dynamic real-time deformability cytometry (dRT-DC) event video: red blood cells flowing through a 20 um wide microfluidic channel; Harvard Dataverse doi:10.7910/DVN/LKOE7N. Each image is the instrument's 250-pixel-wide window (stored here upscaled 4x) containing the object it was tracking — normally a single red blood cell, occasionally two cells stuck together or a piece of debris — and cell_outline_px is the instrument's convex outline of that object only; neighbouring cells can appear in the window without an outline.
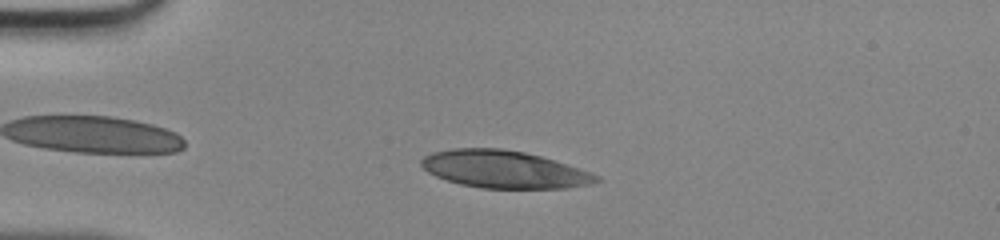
{"species": "human", "species_latin": "Homo sapiens", "temperature_condition": "room temperature", "stored_images_in_passage": 43, "camera_frame_rate_fps": 3000, "um_per_image_px": 0.085, "donor": {"sex": "male"}, "frame": {"image": 1, "passage_image": 7, "time_ms": 2.0, "image_size_px": [1000, 240], "cell_outline_px": [[600, 180], [588, 184], [564, 188], [480, 188], [460, 184], [436, 176], [428, 172], [420, 164], [420, 160], [424, 156], [432, 152], [452, 148], [500, 148], [524, 152], [540, 156], [600, 176]], "centroid_in_image_um": [42.77, 14.39], "position_along_channel_um": 42.2, "area_um2": 37.74}}
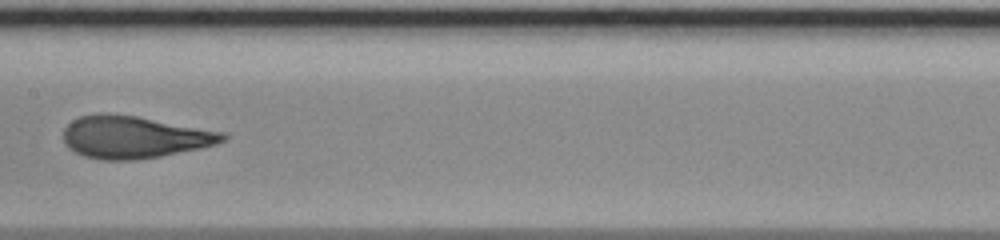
{"frame": {"image": 2, "passage_image": 20, "time_ms": 6.333, "image_size_px": [1000, 240], "cell_outline_px": [[228, 136], [224, 140], [216, 144], [200, 148], [160, 156], [136, 160], [100, 160], [84, 156], [68, 148], [64, 144], [64, 128], [72, 120], [80, 116], [100, 112], [104, 112], [136, 116], [224, 132]], "centroid_in_image_um": [11.36, 11.65], "position_along_channel_um": 196.0, "area_um2": 39.3}}
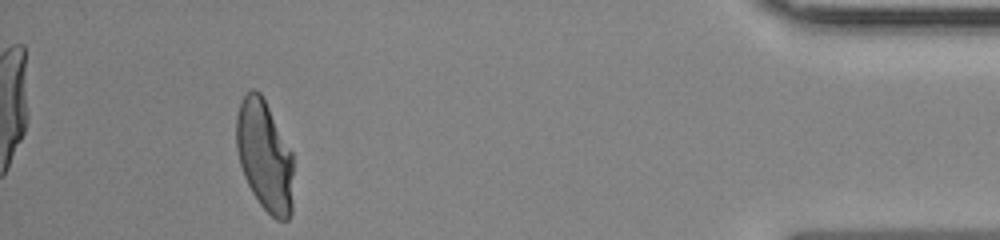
{"frame": {"image": 3, "passage_image": 39, "time_ms": 12.667, "image_size_px": [1000, 240], "cell_outline_px": [[292, 212], [288, 220], [276, 220], [260, 204], [252, 192], [244, 176], [240, 164], [236, 148], [236, 116], [240, 100], [252, 88], [256, 88], [260, 92], [292, 152]], "centroid_in_image_um": [22.47, 13.24], "position_along_channel_um": 412.7, "area_um2": 36.7}}